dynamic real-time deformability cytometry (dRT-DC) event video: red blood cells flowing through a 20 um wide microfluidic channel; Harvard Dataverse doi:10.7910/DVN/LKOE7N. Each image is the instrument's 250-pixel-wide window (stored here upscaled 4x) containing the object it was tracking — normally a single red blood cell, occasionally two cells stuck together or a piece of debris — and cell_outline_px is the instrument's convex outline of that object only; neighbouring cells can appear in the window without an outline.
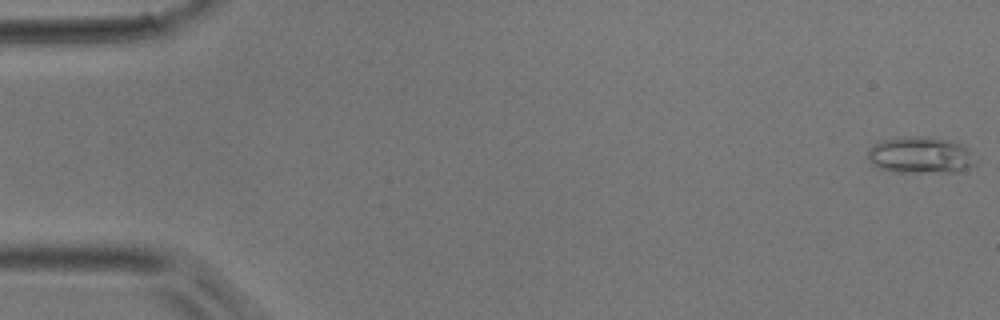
{"species": "common noctule bat (a hibernating species)", "species_latin": "Nyctalus noctula", "temperature_condition": "room temperature", "stored_images_in_passage": 49, "camera_frame_rate_fps": 3000, "um_per_image_px": 0.085, "animal": {"sex": "male", "body_mass_g": 17.9}, "frame": {"image": 1, "passage_image": 1, "time_ms": 0.0, "image_size_px": [1000, 320], "cell_outline_px": [[976, 164], [960, 172], [892, 172], [880, 168], [872, 164], [868, 160], [868, 152], [872, 144], [880, 140], [908, 136], [920, 136], [952, 140], [968, 148]], "centroid_in_image_um": [78.22, 13.19], "position_along_channel_um": 6.8, "area_um2": 23.18}}
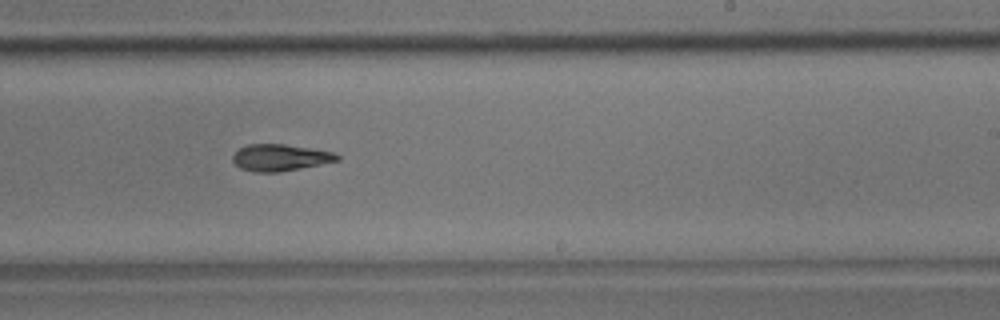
{"frame": {"image": 2, "passage_image": 31, "time_ms": 10.0, "image_size_px": [1000, 320], "cell_outline_px": [[340, 160], [280, 172], [252, 172], [240, 168], [232, 160], [232, 156], [240, 148], [248, 144], [284, 144], [332, 152], [340, 156]], "centroid_in_image_um": [23.78, 13.4], "position_along_channel_um": 265.2, "area_um2": 16.07}}
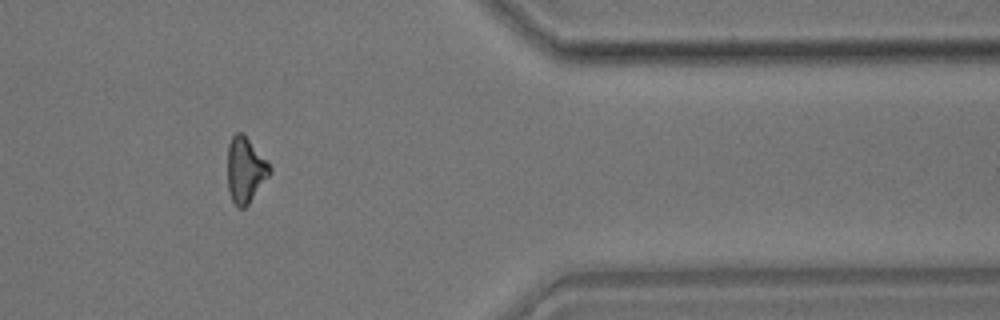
{"frame": {"image": 3, "passage_image": 42, "time_ms": 13.667, "image_size_px": [1000, 320], "cell_outline_px": [[272, 172], [248, 204], [244, 208], [240, 208], [232, 200], [228, 188], [228, 144], [232, 136], [236, 132], [240, 132], [248, 140], [272, 168]], "centroid_in_image_um": [20.84, 14.47], "position_along_channel_um": 390.6, "area_um2": 15.66}}